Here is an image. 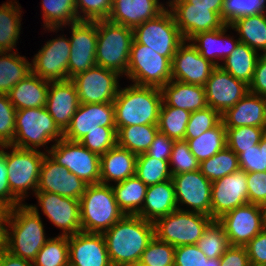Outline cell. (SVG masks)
I'll list each match as a JSON object with an SVG mask.
<instances>
[{"instance_id":"obj_1","label":"cell","mask_w":266,"mask_h":266,"mask_svg":"<svg viewBox=\"0 0 266 266\" xmlns=\"http://www.w3.org/2000/svg\"><path fill=\"white\" fill-rule=\"evenodd\" d=\"M102 235L112 265L127 266L140 261L155 228L154 223L137 215H124Z\"/></svg>"},{"instance_id":"obj_2","label":"cell","mask_w":266,"mask_h":266,"mask_svg":"<svg viewBox=\"0 0 266 266\" xmlns=\"http://www.w3.org/2000/svg\"><path fill=\"white\" fill-rule=\"evenodd\" d=\"M45 235L36 205L22 203L8 210L6 242L8 252L32 262L49 240Z\"/></svg>"},{"instance_id":"obj_3","label":"cell","mask_w":266,"mask_h":266,"mask_svg":"<svg viewBox=\"0 0 266 266\" xmlns=\"http://www.w3.org/2000/svg\"><path fill=\"white\" fill-rule=\"evenodd\" d=\"M163 102L161 88L132 84L119 91L113 101L116 128L158 125Z\"/></svg>"},{"instance_id":"obj_4","label":"cell","mask_w":266,"mask_h":266,"mask_svg":"<svg viewBox=\"0 0 266 266\" xmlns=\"http://www.w3.org/2000/svg\"><path fill=\"white\" fill-rule=\"evenodd\" d=\"M79 202L84 232L104 233L124 216L117 205L111 184L87 185Z\"/></svg>"},{"instance_id":"obj_5","label":"cell","mask_w":266,"mask_h":266,"mask_svg":"<svg viewBox=\"0 0 266 266\" xmlns=\"http://www.w3.org/2000/svg\"><path fill=\"white\" fill-rule=\"evenodd\" d=\"M133 29L105 20L97 21L96 65L126 75Z\"/></svg>"},{"instance_id":"obj_6","label":"cell","mask_w":266,"mask_h":266,"mask_svg":"<svg viewBox=\"0 0 266 266\" xmlns=\"http://www.w3.org/2000/svg\"><path fill=\"white\" fill-rule=\"evenodd\" d=\"M15 123L14 141L11 145L17 148L37 150L50 141L54 140L56 143L63 138V131L46 107L17 110Z\"/></svg>"},{"instance_id":"obj_7","label":"cell","mask_w":266,"mask_h":266,"mask_svg":"<svg viewBox=\"0 0 266 266\" xmlns=\"http://www.w3.org/2000/svg\"><path fill=\"white\" fill-rule=\"evenodd\" d=\"M190 210L180 208L159 218L154 223L155 236L174 247L196 244L213 219Z\"/></svg>"},{"instance_id":"obj_8","label":"cell","mask_w":266,"mask_h":266,"mask_svg":"<svg viewBox=\"0 0 266 266\" xmlns=\"http://www.w3.org/2000/svg\"><path fill=\"white\" fill-rule=\"evenodd\" d=\"M172 58L162 56L134 39L126 76L135 85L162 88L172 80Z\"/></svg>"},{"instance_id":"obj_9","label":"cell","mask_w":266,"mask_h":266,"mask_svg":"<svg viewBox=\"0 0 266 266\" xmlns=\"http://www.w3.org/2000/svg\"><path fill=\"white\" fill-rule=\"evenodd\" d=\"M11 152H6L8 184L11 193L22 203L27 197V190L37 191L39 175L45 152L21 149L8 145Z\"/></svg>"},{"instance_id":"obj_10","label":"cell","mask_w":266,"mask_h":266,"mask_svg":"<svg viewBox=\"0 0 266 266\" xmlns=\"http://www.w3.org/2000/svg\"><path fill=\"white\" fill-rule=\"evenodd\" d=\"M134 39L156 53L173 57L184 41L168 7L153 19L133 29Z\"/></svg>"},{"instance_id":"obj_11","label":"cell","mask_w":266,"mask_h":266,"mask_svg":"<svg viewBox=\"0 0 266 266\" xmlns=\"http://www.w3.org/2000/svg\"><path fill=\"white\" fill-rule=\"evenodd\" d=\"M46 151L55 162L67 168L86 184L100 183V156L80 142L62 138Z\"/></svg>"},{"instance_id":"obj_12","label":"cell","mask_w":266,"mask_h":266,"mask_svg":"<svg viewBox=\"0 0 266 266\" xmlns=\"http://www.w3.org/2000/svg\"><path fill=\"white\" fill-rule=\"evenodd\" d=\"M217 221L231 246H246L266 227L265 207L246 203L225 213Z\"/></svg>"},{"instance_id":"obj_13","label":"cell","mask_w":266,"mask_h":266,"mask_svg":"<svg viewBox=\"0 0 266 266\" xmlns=\"http://www.w3.org/2000/svg\"><path fill=\"white\" fill-rule=\"evenodd\" d=\"M120 76L116 71L96 65L78 73L70 80L76 86L80 104H98L115 100L119 91Z\"/></svg>"},{"instance_id":"obj_14","label":"cell","mask_w":266,"mask_h":266,"mask_svg":"<svg viewBox=\"0 0 266 266\" xmlns=\"http://www.w3.org/2000/svg\"><path fill=\"white\" fill-rule=\"evenodd\" d=\"M168 3L175 23L186 41L197 33L221 29L226 25L221 15L211 11L210 7L193 6L187 0H170Z\"/></svg>"},{"instance_id":"obj_15","label":"cell","mask_w":266,"mask_h":266,"mask_svg":"<svg viewBox=\"0 0 266 266\" xmlns=\"http://www.w3.org/2000/svg\"><path fill=\"white\" fill-rule=\"evenodd\" d=\"M71 25L68 80L96 66L97 21H77Z\"/></svg>"},{"instance_id":"obj_16","label":"cell","mask_w":266,"mask_h":266,"mask_svg":"<svg viewBox=\"0 0 266 266\" xmlns=\"http://www.w3.org/2000/svg\"><path fill=\"white\" fill-rule=\"evenodd\" d=\"M35 55L31 63L33 74L50 82L68 80L69 39L62 35L49 40Z\"/></svg>"},{"instance_id":"obj_17","label":"cell","mask_w":266,"mask_h":266,"mask_svg":"<svg viewBox=\"0 0 266 266\" xmlns=\"http://www.w3.org/2000/svg\"><path fill=\"white\" fill-rule=\"evenodd\" d=\"M172 180L178 210L181 208L179 204H186L192 212L211 217L212 182L200 170L173 175Z\"/></svg>"},{"instance_id":"obj_18","label":"cell","mask_w":266,"mask_h":266,"mask_svg":"<svg viewBox=\"0 0 266 266\" xmlns=\"http://www.w3.org/2000/svg\"><path fill=\"white\" fill-rule=\"evenodd\" d=\"M208 107L221 115L249 93V85L216 66L204 85Z\"/></svg>"},{"instance_id":"obj_19","label":"cell","mask_w":266,"mask_h":266,"mask_svg":"<svg viewBox=\"0 0 266 266\" xmlns=\"http://www.w3.org/2000/svg\"><path fill=\"white\" fill-rule=\"evenodd\" d=\"M246 203L249 201L247 173L244 170L239 169L212 182L211 218L213 220Z\"/></svg>"},{"instance_id":"obj_20","label":"cell","mask_w":266,"mask_h":266,"mask_svg":"<svg viewBox=\"0 0 266 266\" xmlns=\"http://www.w3.org/2000/svg\"><path fill=\"white\" fill-rule=\"evenodd\" d=\"M35 195L43 213L56 227L63 230L61 235L69 236L82 231L78 199L45 191H36Z\"/></svg>"},{"instance_id":"obj_21","label":"cell","mask_w":266,"mask_h":266,"mask_svg":"<svg viewBox=\"0 0 266 266\" xmlns=\"http://www.w3.org/2000/svg\"><path fill=\"white\" fill-rule=\"evenodd\" d=\"M102 127H116L113 102L80 104L63 132V138L79 142L90 131Z\"/></svg>"},{"instance_id":"obj_22","label":"cell","mask_w":266,"mask_h":266,"mask_svg":"<svg viewBox=\"0 0 266 266\" xmlns=\"http://www.w3.org/2000/svg\"><path fill=\"white\" fill-rule=\"evenodd\" d=\"M87 185L82 179L45 154L37 191L56 193L63 197L79 200L85 193Z\"/></svg>"},{"instance_id":"obj_23","label":"cell","mask_w":266,"mask_h":266,"mask_svg":"<svg viewBox=\"0 0 266 266\" xmlns=\"http://www.w3.org/2000/svg\"><path fill=\"white\" fill-rule=\"evenodd\" d=\"M216 66L204 59L197 48L184 40L172 58V79L204 86Z\"/></svg>"},{"instance_id":"obj_24","label":"cell","mask_w":266,"mask_h":266,"mask_svg":"<svg viewBox=\"0 0 266 266\" xmlns=\"http://www.w3.org/2000/svg\"><path fill=\"white\" fill-rule=\"evenodd\" d=\"M69 262L76 266H113L102 233L80 231L68 236Z\"/></svg>"},{"instance_id":"obj_25","label":"cell","mask_w":266,"mask_h":266,"mask_svg":"<svg viewBox=\"0 0 266 266\" xmlns=\"http://www.w3.org/2000/svg\"><path fill=\"white\" fill-rule=\"evenodd\" d=\"M79 106L77 89L71 80L50 82L45 107L63 132Z\"/></svg>"},{"instance_id":"obj_26","label":"cell","mask_w":266,"mask_h":266,"mask_svg":"<svg viewBox=\"0 0 266 266\" xmlns=\"http://www.w3.org/2000/svg\"><path fill=\"white\" fill-rule=\"evenodd\" d=\"M166 9L159 0H112L108 20L134 29Z\"/></svg>"},{"instance_id":"obj_27","label":"cell","mask_w":266,"mask_h":266,"mask_svg":"<svg viewBox=\"0 0 266 266\" xmlns=\"http://www.w3.org/2000/svg\"><path fill=\"white\" fill-rule=\"evenodd\" d=\"M225 128L253 126L266 128V98L247 93L221 115Z\"/></svg>"},{"instance_id":"obj_28","label":"cell","mask_w":266,"mask_h":266,"mask_svg":"<svg viewBox=\"0 0 266 266\" xmlns=\"http://www.w3.org/2000/svg\"><path fill=\"white\" fill-rule=\"evenodd\" d=\"M137 157L116 144L100 156V183L108 185L110 181L118 183L135 176Z\"/></svg>"},{"instance_id":"obj_29","label":"cell","mask_w":266,"mask_h":266,"mask_svg":"<svg viewBox=\"0 0 266 266\" xmlns=\"http://www.w3.org/2000/svg\"><path fill=\"white\" fill-rule=\"evenodd\" d=\"M177 209L175 186L170 179L148 186L142 209L137 216L155 223Z\"/></svg>"},{"instance_id":"obj_30","label":"cell","mask_w":266,"mask_h":266,"mask_svg":"<svg viewBox=\"0 0 266 266\" xmlns=\"http://www.w3.org/2000/svg\"><path fill=\"white\" fill-rule=\"evenodd\" d=\"M163 101L190 113L208 107L204 86L187 84L174 79L161 88Z\"/></svg>"},{"instance_id":"obj_31","label":"cell","mask_w":266,"mask_h":266,"mask_svg":"<svg viewBox=\"0 0 266 266\" xmlns=\"http://www.w3.org/2000/svg\"><path fill=\"white\" fill-rule=\"evenodd\" d=\"M229 28L230 25L226 24L221 29L197 33L190 39V42H193L192 44L204 59L210 61L215 66H220L215 58L224 60L240 42L239 39L234 40L233 37L225 35L226 29Z\"/></svg>"},{"instance_id":"obj_32","label":"cell","mask_w":266,"mask_h":266,"mask_svg":"<svg viewBox=\"0 0 266 266\" xmlns=\"http://www.w3.org/2000/svg\"><path fill=\"white\" fill-rule=\"evenodd\" d=\"M49 84L31 72L10 90V102L16 110L45 107Z\"/></svg>"},{"instance_id":"obj_33","label":"cell","mask_w":266,"mask_h":266,"mask_svg":"<svg viewBox=\"0 0 266 266\" xmlns=\"http://www.w3.org/2000/svg\"><path fill=\"white\" fill-rule=\"evenodd\" d=\"M115 185L111 187L119 209L124 215H137L142 209L148 186L137 176L127 178Z\"/></svg>"},{"instance_id":"obj_34","label":"cell","mask_w":266,"mask_h":266,"mask_svg":"<svg viewBox=\"0 0 266 266\" xmlns=\"http://www.w3.org/2000/svg\"><path fill=\"white\" fill-rule=\"evenodd\" d=\"M230 27L240 34L238 39L241 43L266 54V13L240 17Z\"/></svg>"},{"instance_id":"obj_35","label":"cell","mask_w":266,"mask_h":266,"mask_svg":"<svg viewBox=\"0 0 266 266\" xmlns=\"http://www.w3.org/2000/svg\"><path fill=\"white\" fill-rule=\"evenodd\" d=\"M259 53L247 44L239 42L232 53L223 60L220 67L234 78L250 84L255 71Z\"/></svg>"},{"instance_id":"obj_36","label":"cell","mask_w":266,"mask_h":266,"mask_svg":"<svg viewBox=\"0 0 266 266\" xmlns=\"http://www.w3.org/2000/svg\"><path fill=\"white\" fill-rule=\"evenodd\" d=\"M0 94L10 90L31 73V63L16 53L0 52Z\"/></svg>"},{"instance_id":"obj_37","label":"cell","mask_w":266,"mask_h":266,"mask_svg":"<svg viewBox=\"0 0 266 266\" xmlns=\"http://www.w3.org/2000/svg\"><path fill=\"white\" fill-rule=\"evenodd\" d=\"M20 9L12 0L0 6V52H11L16 46L21 33Z\"/></svg>"},{"instance_id":"obj_38","label":"cell","mask_w":266,"mask_h":266,"mask_svg":"<svg viewBox=\"0 0 266 266\" xmlns=\"http://www.w3.org/2000/svg\"><path fill=\"white\" fill-rule=\"evenodd\" d=\"M117 129V145L139 155L145 153L158 133V125H130Z\"/></svg>"},{"instance_id":"obj_39","label":"cell","mask_w":266,"mask_h":266,"mask_svg":"<svg viewBox=\"0 0 266 266\" xmlns=\"http://www.w3.org/2000/svg\"><path fill=\"white\" fill-rule=\"evenodd\" d=\"M199 163L212 157L226 146V128L222 120L199 137L184 139Z\"/></svg>"},{"instance_id":"obj_40","label":"cell","mask_w":266,"mask_h":266,"mask_svg":"<svg viewBox=\"0 0 266 266\" xmlns=\"http://www.w3.org/2000/svg\"><path fill=\"white\" fill-rule=\"evenodd\" d=\"M42 11L44 28L53 32L79 21L75 0H42Z\"/></svg>"},{"instance_id":"obj_41","label":"cell","mask_w":266,"mask_h":266,"mask_svg":"<svg viewBox=\"0 0 266 266\" xmlns=\"http://www.w3.org/2000/svg\"><path fill=\"white\" fill-rule=\"evenodd\" d=\"M239 169L238 155L227 146L199 165L201 173L211 182Z\"/></svg>"},{"instance_id":"obj_42","label":"cell","mask_w":266,"mask_h":266,"mask_svg":"<svg viewBox=\"0 0 266 266\" xmlns=\"http://www.w3.org/2000/svg\"><path fill=\"white\" fill-rule=\"evenodd\" d=\"M190 112L168 106L164 101L159 111L158 130L173 140H184Z\"/></svg>"},{"instance_id":"obj_43","label":"cell","mask_w":266,"mask_h":266,"mask_svg":"<svg viewBox=\"0 0 266 266\" xmlns=\"http://www.w3.org/2000/svg\"><path fill=\"white\" fill-rule=\"evenodd\" d=\"M169 166V161L158 160L142 153L137 157L135 176L147 186L165 182L172 179Z\"/></svg>"},{"instance_id":"obj_44","label":"cell","mask_w":266,"mask_h":266,"mask_svg":"<svg viewBox=\"0 0 266 266\" xmlns=\"http://www.w3.org/2000/svg\"><path fill=\"white\" fill-rule=\"evenodd\" d=\"M68 236L59 235L49 240L39 250L33 266H65L69 261Z\"/></svg>"},{"instance_id":"obj_45","label":"cell","mask_w":266,"mask_h":266,"mask_svg":"<svg viewBox=\"0 0 266 266\" xmlns=\"http://www.w3.org/2000/svg\"><path fill=\"white\" fill-rule=\"evenodd\" d=\"M196 245L207 258H220L230 246L226 233L217 220L208 225Z\"/></svg>"},{"instance_id":"obj_46","label":"cell","mask_w":266,"mask_h":266,"mask_svg":"<svg viewBox=\"0 0 266 266\" xmlns=\"http://www.w3.org/2000/svg\"><path fill=\"white\" fill-rule=\"evenodd\" d=\"M265 134L266 128L261 127L226 128V146L238 155L244 150L259 144Z\"/></svg>"},{"instance_id":"obj_47","label":"cell","mask_w":266,"mask_h":266,"mask_svg":"<svg viewBox=\"0 0 266 266\" xmlns=\"http://www.w3.org/2000/svg\"><path fill=\"white\" fill-rule=\"evenodd\" d=\"M266 0H224L221 18L230 25L240 17L262 14L266 11Z\"/></svg>"},{"instance_id":"obj_48","label":"cell","mask_w":266,"mask_h":266,"mask_svg":"<svg viewBox=\"0 0 266 266\" xmlns=\"http://www.w3.org/2000/svg\"><path fill=\"white\" fill-rule=\"evenodd\" d=\"M175 247L156 236L142 253L140 262L146 266H174Z\"/></svg>"},{"instance_id":"obj_49","label":"cell","mask_w":266,"mask_h":266,"mask_svg":"<svg viewBox=\"0 0 266 266\" xmlns=\"http://www.w3.org/2000/svg\"><path fill=\"white\" fill-rule=\"evenodd\" d=\"M221 120V114L211 107L192 112L186 127L185 139L199 137L205 131L214 128Z\"/></svg>"},{"instance_id":"obj_50","label":"cell","mask_w":266,"mask_h":266,"mask_svg":"<svg viewBox=\"0 0 266 266\" xmlns=\"http://www.w3.org/2000/svg\"><path fill=\"white\" fill-rule=\"evenodd\" d=\"M79 142L91 152L102 156L117 144V129L116 127L94 129Z\"/></svg>"},{"instance_id":"obj_51","label":"cell","mask_w":266,"mask_h":266,"mask_svg":"<svg viewBox=\"0 0 266 266\" xmlns=\"http://www.w3.org/2000/svg\"><path fill=\"white\" fill-rule=\"evenodd\" d=\"M169 164L174 166L170 169L172 176L199 170L200 165L196 157L191 153L186 140L174 141Z\"/></svg>"},{"instance_id":"obj_52","label":"cell","mask_w":266,"mask_h":266,"mask_svg":"<svg viewBox=\"0 0 266 266\" xmlns=\"http://www.w3.org/2000/svg\"><path fill=\"white\" fill-rule=\"evenodd\" d=\"M174 266H220V258H207L196 244L177 246Z\"/></svg>"},{"instance_id":"obj_53","label":"cell","mask_w":266,"mask_h":266,"mask_svg":"<svg viewBox=\"0 0 266 266\" xmlns=\"http://www.w3.org/2000/svg\"><path fill=\"white\" fill-rule=\"evenodd\" d=\"M16 109L9 96L0 94V147L11 145L15 135Z\"/></svg>"},{"instance_id":"obj_54","label":"cell","mask_w":266,"mask_h":266,"mask_svg":"<svg viewBox=\"0 0 266 266\" xmlns=\"http://www.w3.org/2000/svg\"><path fill=\"white\" fill-rule=\"evenodd\" d=\"M75 6L79 21L105 20L110 15L112 0H75Z\"/></svg>"},{"instance_id":"obj_55","label":"cell","mask_w":266,"mask_h":266,"mask_svg":"<svg viewBox=\"0 0 266 266\" xmlns=\"http://www.w3.org/2000/svg\"><path fill=\"white\" fill-rule=\"evenodd\" d=\"M238 163L240 169L244 170L246 173L265 172L264 147H259V144H257L239 153Z\"/></svg>"},{"instance_id":"obj_56","label":"cell","mask_w":266,"mask_h":266,"mask_svg":"<svg viewBox=\"0 0 266 266\" xmlns=\"http://www.w3.org/2000/svg\"><path fill=\"white\" fill-rule=\"evenodd\" d=\"M249 203L266 207V171L247 173Z\"/></svg>"},{"instance_id":"obj_57","label":"cell","mask_w":266,"mask_h":266,"mask_svg":"<svg viewBox=\"0 0 266 266\" xmlns=\"http://www.w3.org/2000/svg\"><path fill=\"white\" fill-rule=\"evenodd\" d=\"M4 149H8V145L3 147L2 154L0 155V201L3 202L9 209L21 202L11 193L8 184V171L6 166V152Z\"/></svg>"},{"instance_id":"obj_58","label":"cell","mask_w":266,"mask_h":266,"mask_svg":"<svg viewBox=\"0 0 266 266\" xmlns=\"http://www.w3.org/2000/svg\"><path fill=\"white\" fill-rule=\"evenodd\" d=\"M174 141L175 140L168 138L165 134L158 131L150 148L145 153L158 160L170 161Z\"/></svg>"},{"instance_id":"obj_59","label":"cell","mask_w":266,"mask_h":266,"mask_svg":"<svg viewBox=\"0 0 266 266\" xmlns=\"http://www.w3.org/2000/svg\"><path fill=\"white\" fill-rule=\"evenodd\" d=\"M245 248L249 262L266 266V227Z\"/></svg>"},{"instance_id":"obj_60","label":"cell","mask_w":266,"mask_h":266,"mask_svg":"<svg viewBox=\"0 0 266 266\" xmlns=\"http://www.w3.org/2000/svg\"><path fill=\"white\" fill-rule=\"evenodd\" d=\"M249 92L266 98V54L257 60Z\"/></svg>"},{"instance_id":"obj_61","label":"cell","mask_w":266,"mask_h":266,"mask_svg":"<svg viewBox=\"0 0 266 266\" xmlns=\"http://www.w3.org/2000/svg\"><path fill=\"white\" fill-rule=\"evenodd\" d=\"M249 257L245 246H229L220 257V266H248Z\"/></svg>"},{"instance_id":"obj_62","label":"cell","mask_w":266,"mask_h":266,"mask_svg":"<svg viewBox=\"0 0 266 266\" xmlns=\"http://www.w3.org/2000/svg\"><path fill=\"white\" fill-rule=\"evenodd\" d=\"M0 266H33V263L5 250L0 254Z\"/></svg>"},{"instance_id":"obj_63","label":"cell","mask_w":266,"mask_h":266,"mask_svg":"<svg viewBox=\"0 0 266 266\" xmlns=\"http://www.w3.org/2000/svg\"><path fill=\"white\" fill-rule=\"evenodd\" d=\"M193 6L210 7L211 11L221 15L224 0H187Z\"/></svg>"},{"instance_id":"obj_64","label":"cell","mask_w":266,"mask_h":266,"mask_svg":"<svg viewBox=\"0 0 266 266\" xmlns=\"http://www.w3.org/2000/svg\"><path fill=\"white\" fill-rule=\"evenodd\" d=\"M7 219H0V254L6 250Z\"/></svg>"},{"instance_id":"obj_65","label":"cell","mask_w":266,"mask_h":266,"mask_svg":"<svg viewBox=\"0 0 266 266\" xmlns=\"http://www.w3.org/2000/svg\"><path fill=\"white\" fill-rule=\"evenodd\" d=\"M9 208L0 201V219H7Z\"/></svg>"},{"instance_id":"obj_66","label":"cell","mask_w":266,"mask_h":266,"mask_svg":"<svg viewBox=\"0 0 266 266\" xmlns=\"http://www.w3.org/2000/svg\"><path fill=\"white\" fill-rule=\"evenodd\" d=\"M259 147H264L265 167H266V134L262 137Z\"/></svg>"},{"instance_id":"obj_67","label":"cell","mask_w":266,"mask_h":266,"mask_svg":"<svg viewBox=\"0 0 266 266\" xmlns=\"http://www.w3.org/2000/svg\"><path fill=\"white\" fill-rule=\"evenodd\" d=\"M127 266H146V265H144V264H142L140 261H138V262H135V263H133V264H129V265H127Z\"/></svg>"},{"instance_id":"obj_68","label":"cell","mask_w":266,"mask_h":266,"mask_svg":"<svg viewBox=\"0 0 266 266\" xmlns=\"http://www.w3.org/2000/svg\"><path fill=\"white\" fill-rule=\"evenodd\" d=\"M248 266H264V265L255 264V263L249 262Z\"/></svg>"},{"instance_id":"obj_69","label":"cell","mask_w":266,"mask_h":266,"mask_svg":"<svg viewBox=\"0 0 266 266\" xmlns=\"http://www.w3.org/2000/svg\"><path fill=\"white\" fill-rule=\"evenodd\" d=\"M65 266H76V265H74V264H72L71 262H67L66 264H65Z\"/></svg>"}]
</instances>
